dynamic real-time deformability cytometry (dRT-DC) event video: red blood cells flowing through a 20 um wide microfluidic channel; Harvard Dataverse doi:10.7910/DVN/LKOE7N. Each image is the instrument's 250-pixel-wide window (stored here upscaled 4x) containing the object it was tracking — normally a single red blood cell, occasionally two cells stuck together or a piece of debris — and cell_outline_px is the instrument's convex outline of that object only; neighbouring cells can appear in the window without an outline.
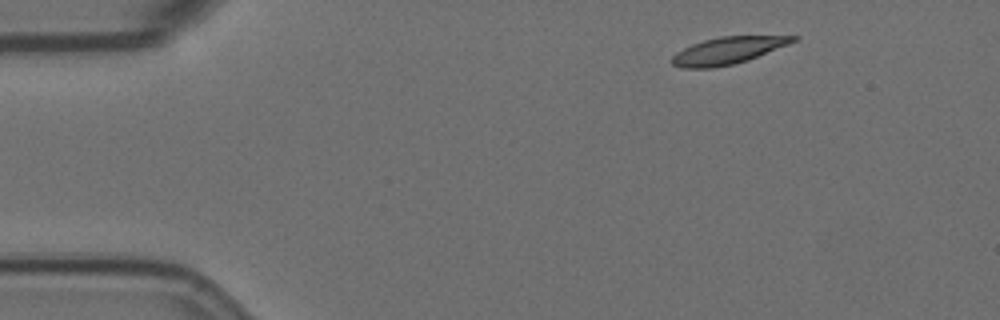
{"species": "Egyptian fruit bat (a non-hibernating species)", "species_latin": "Rousettus aegyptiacus", "temperature_condition": "room temperature", "stored_images_in_passage": 51, "camera_frame_rate_fps": 3000, "um_per_image_px": 0.085, "animal": {"sex": "female"}, "frame": {"image": 1, "passage_image": 1, "time_ms": 0.0, "image_size_px": [1000, 320], "cell_outline_px": [[800, 36], [796, 40], [788, 44], [748, 60], [732, 64], [712, 68], [684, 68], [672, 64], [672, 56], [676, 52], [692, 44], [704, 40], [720, 36]], "centroid_in_image_um": [61.84, 4.29], "position_along_channel_um": 23.2, "area_um2": 18.79}}
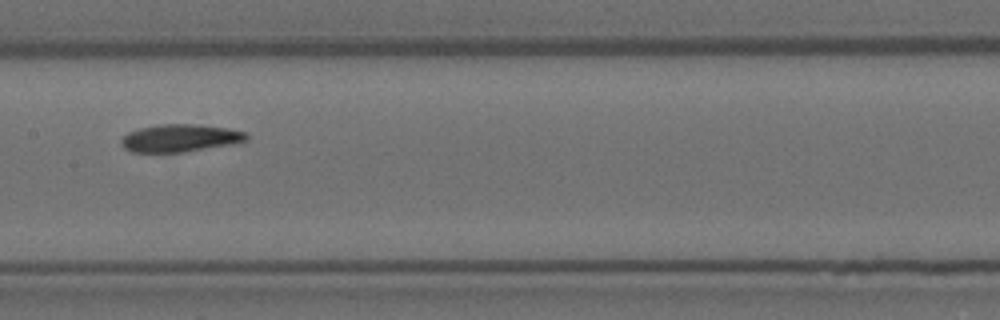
{"frame": {"image": 2, "passage_image": 22, "time_ms": 7.0, "image_size_px": [1000, 320], "cell_outline_px": [[248, 140], [232, 144], [184, 152], [132, 152], [124, 148], [120, 144], [120, 140], [128, 132], [140, 128], [160, 124], [196, 124], [228, 128], [244, 132], [248, 136]], "centroid_in_image_um": [15.29, 11.74], "position_along_channel_um": 192.1, "area_um2": 20.11}}
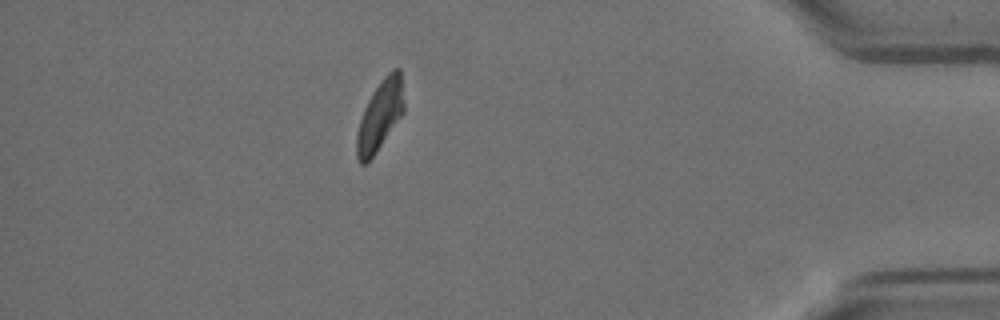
{"frame": {"image": 3, "passage_image": 44, "time_ms": 14.333, "image_size_px": [1000, 320], "cell_outline_px": [[404, 112], [376, 152], [364, 164], [360, 164], [356, 156], [356, 132], [364, 108], [372, 92], [380, 80], [392, 68], [400, 68], [404, 104]], "centroid_in_image_um": [32.29, 9.79], "position_along_channel_um": 402.9, "area_um2": 19.25}, "authors_computed_cell_mechanics": {"area_um2": 20.1144, "velocity_mm_per_s": 3.507, "shape_relaxation_time_tau1_ms": 6.422, "shape_relaxation_time_tau2_ms": 7.8796, "deformation_change_tau1": 0.1859, "deformation_change_tau2": 0.1553}}